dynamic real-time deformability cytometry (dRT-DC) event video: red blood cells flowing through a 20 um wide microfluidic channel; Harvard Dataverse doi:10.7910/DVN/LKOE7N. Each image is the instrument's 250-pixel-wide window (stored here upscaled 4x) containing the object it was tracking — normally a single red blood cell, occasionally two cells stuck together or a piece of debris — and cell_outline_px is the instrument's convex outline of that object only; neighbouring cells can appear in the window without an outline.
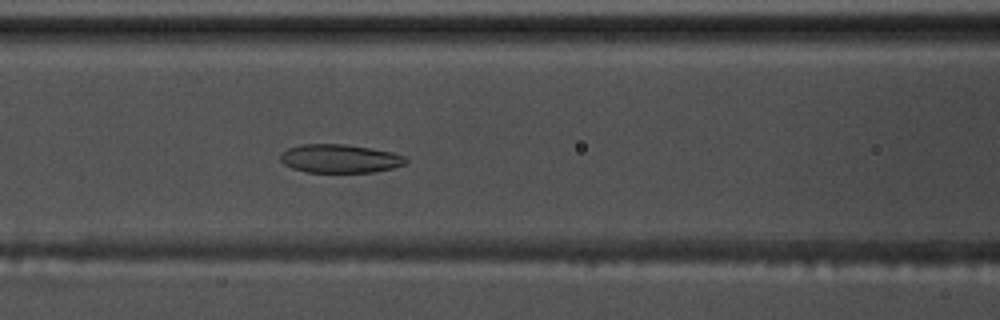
{"species": "common noctule bat (a hibernating species)", "species_latin": "Nyctalus noctula", "temperature_condition": "warm", "stored_images_in_passage": 57, "camera_frame_rate_fps": 3000, "um_per_image_px": 0.085, "animal": {"sex": "male", "body_mass_g": 17.5, "forearm_length_mm": 52.3}, "frame": {"image": 1, "passage_image": 24, "time_ms": 7.667, "image_size_px": [1000, 320], "cell_outline_px": [[408, 160], [404, 164], [392, 168], [372, 172], [304, 172], [292, 168], [284, 164], [280, 160], [280, 152], [288, 148], [300, 144], [344, 144], [372, 148], [392, 152], [408, 156]], "centroid_in_image_um": [28.88, 13.47], "position_along_channel_um": 137.7, "area_um2": 21.04}}
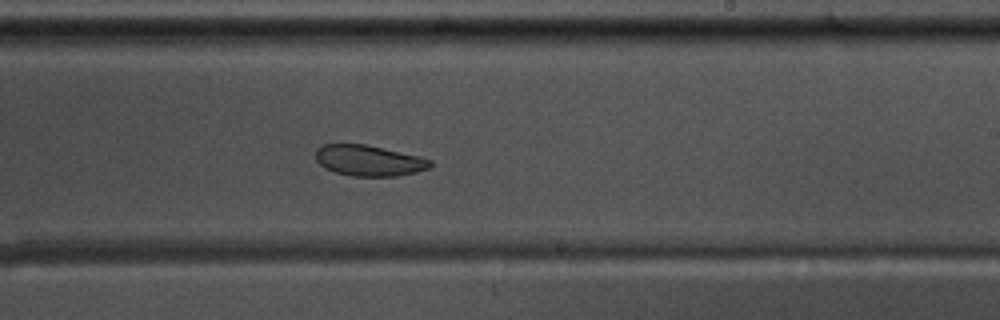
{"frame": {"image": 2, "passage_image": 34, "time_ms": 11.0, "image_size_px": [1000, 320], "cell_outline_px": [[432, 164], [428, 168], [416, 172], [396, 176], [352, 176], [336, 172], [324, 168], [316, 160], [316, 148], [324, 144], [364, 144], [420, 156], [432, 160]], "centroid_in_image_um": [31.35, 13.64], "position_along_channel_um": 257.7, "area_um2": 20.52}}
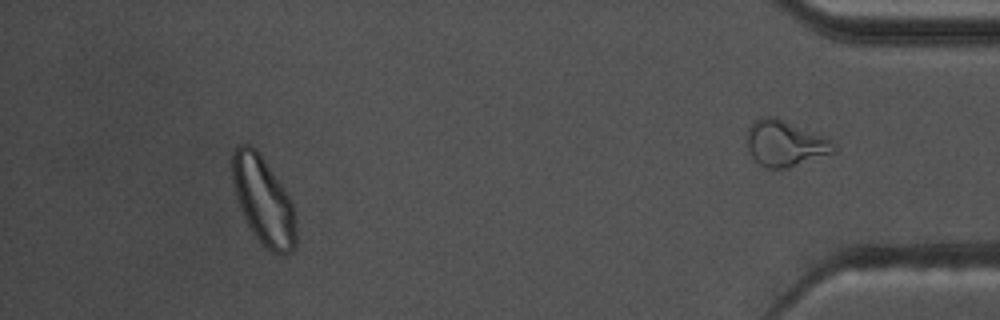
{"frame": {"image": 3, "passage_image": 52, "time_ms": 17.0, "image_size_px": [1000, 320], "cell_outline_px": [[296, 244], [292, 252], [272, 252], [256, 236], [248, 224], [240, 208], [236, 196], [232, 180], [232, 152], [236, 144], [248, 144], [256, 148], [288, 196], [292, 204], [296, 220]], "centroid_in_image_um": [22.37, 17.01], "position_along_channel_um": 412.8, "area_um2": 31.96}, "authors_computed_cell_mechanics": {"area_um2": 24.565, "velocity_mm_per_s": 3.6152, "shape_relaxation_time_tau1_ms": 11.054, "shape_relaxation_time_tau2_ms": 2.5436, "deformation_change_tau1": 0.1561, "deformation_change_tau2": 0.0461}}